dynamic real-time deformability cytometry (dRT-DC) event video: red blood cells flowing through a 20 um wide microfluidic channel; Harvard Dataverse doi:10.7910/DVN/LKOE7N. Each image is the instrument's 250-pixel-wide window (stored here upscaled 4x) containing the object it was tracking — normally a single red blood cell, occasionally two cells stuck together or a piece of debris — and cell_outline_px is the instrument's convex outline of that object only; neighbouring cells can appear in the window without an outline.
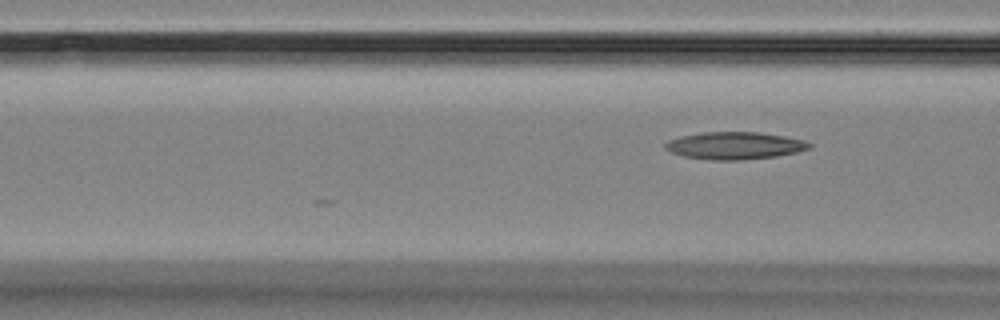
{"species": "Egyptian fruit bat (a non-hibernating species)", "species_latin": "Rousettus aegyptiacus", "temperature_condition": "room temperature", "stored_images_in_passage": 7, "segment_of_instrument_passage": [2, 2], "camera_frame_rate_fps": 3000, "um_per_image_px": 0.085, "animal": {"sex": "female"}, "frame": {"image": 1, "passage_image": 7, "time_ms": 7.667, "image_size_px": [1000, 320], "cell_outline_px": [[812, 148], [796, 152], [776, 156], [740, 160], [712, 160], [684, 156], [672, 152], [664, 148], [664, 144], [668, 140], [684, 136], [704, 132], [760, 132], [784, 136], [804, 140], [812, 144]], "centroid_in_image_um": [62.48, 12.37], "position_along_channel_um": 104.1, "area_um2": 22.83}}